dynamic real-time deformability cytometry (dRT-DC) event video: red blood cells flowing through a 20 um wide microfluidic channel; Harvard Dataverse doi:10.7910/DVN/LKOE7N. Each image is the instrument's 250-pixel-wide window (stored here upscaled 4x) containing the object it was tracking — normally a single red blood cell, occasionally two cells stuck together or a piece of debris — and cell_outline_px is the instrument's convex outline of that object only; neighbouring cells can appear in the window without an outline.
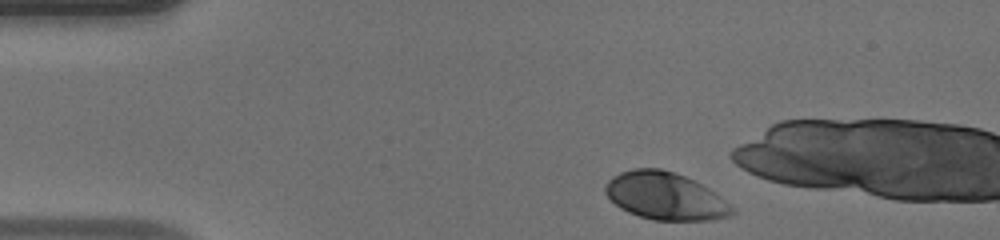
{"species": "human", "species_latin": "Homo sapiens", "temperature_condition": "warm", "stored_images_in_passage": 35, "camera_frame_rate_fps": 3000, "um_per_image_px": 0.085, "donor": {"sex": "male"}, "frame": {"image": 1, "passage_image": 1, "time_ms": 0.0, "image_size_px": [1000, 240], "cell_outline_px": [[736, 212], [732, 216], [712, 220], [652, 220], [628, 212], [620, 208], [604, 192], [604, 184], [612, 176], [620, 172], [632, 168], [660, 168], [684, 176], [716, 192], [736, 208]], "centroid_in_image_um": [56.57, 16.67], "position_along_channel_um": 28.4, "area_um2": 35.32}}
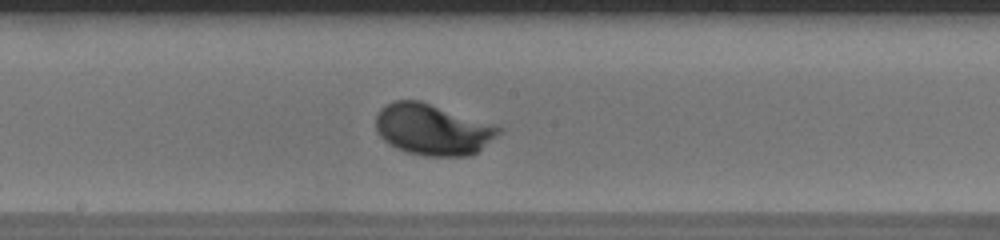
{"frame": {"image": 2, "passage_image": 19, "time_ms": 6.0, "image_size_px": [1000, 240], "cell_outline_px": [[500, 132], [476, 152], [468, 156], [424, 156], [408, 152], [396, 148], [388, 144], [380, 136], [376, 128], [376, 116], [380, 108], [384, 104], [392, 100], [420, 100], [500, 128]], "centroid_in_image_um": [36.67, 11.01], "position_along_channel_um": 211.5, "area_um2": 35.95}}
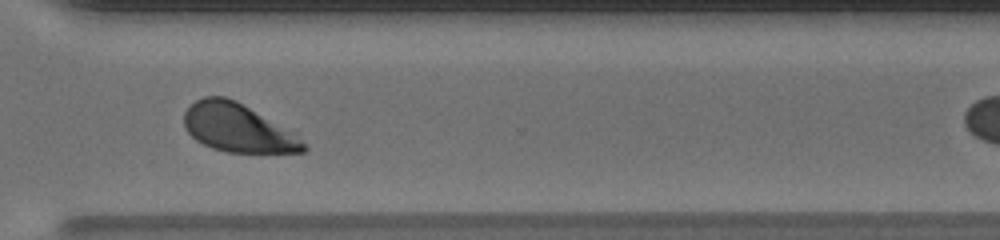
{"frame": {"image": 3, "passage_image": 29, "time_ms": 9.333, "image_size_px": [1000, 240], "cell_outline_px": [[308, 148], [304, 152], [228, 152], [212, 148], [196, 140], [184, 128], [184, 112], [196, 100], [204, 96], [224, 96], [236, 100], [300, 140]], "centroid_in_image_um": [20.08, 10.87], "position_along_channel_um": 350.5, "area_um2": 32.37}}